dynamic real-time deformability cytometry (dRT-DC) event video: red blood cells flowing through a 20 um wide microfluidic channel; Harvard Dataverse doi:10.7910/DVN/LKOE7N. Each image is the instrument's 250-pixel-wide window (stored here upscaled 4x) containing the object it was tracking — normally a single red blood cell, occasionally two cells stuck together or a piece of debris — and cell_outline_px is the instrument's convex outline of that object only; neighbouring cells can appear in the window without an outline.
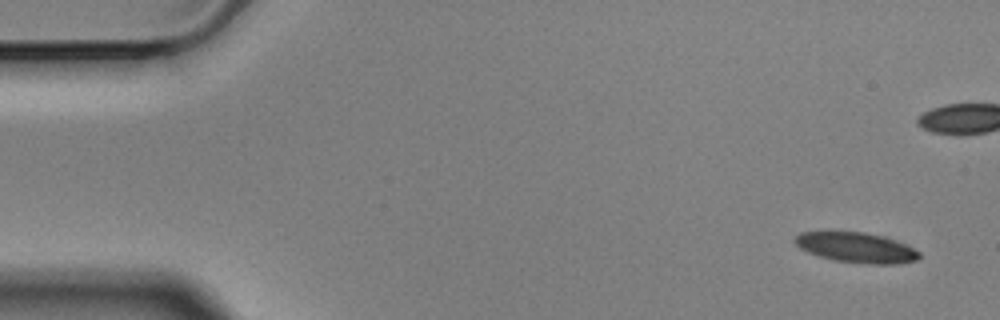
{"species": "Egyptian fruit bat (a non-hibernating species)", "species_latin": "Rousettus aegyptiacus", "temperature_condition": "cold", "stored_images_in_passage": 8, "camera_frame_rate_fps": 3000, "um_per_image_px": 0.085, "animal": {"sex": "male"}, "frame": {"image": 1, "passage_image": 1, "time_ms": 0.0, "image_size_px": [1000, 320], "cell_outline_px": [[920, 260], [892, 264], [868, 264], [836, 260], [820, 256], [808, 252], [800, 248], [792, 240], [800, 232], [864, 232], [880, 236], [904, 244], [920, 252]], "centroid_in_image_um": [72.77, 21.05], "position_along_channel_um": 12.2, "area_um2": 21.5}}
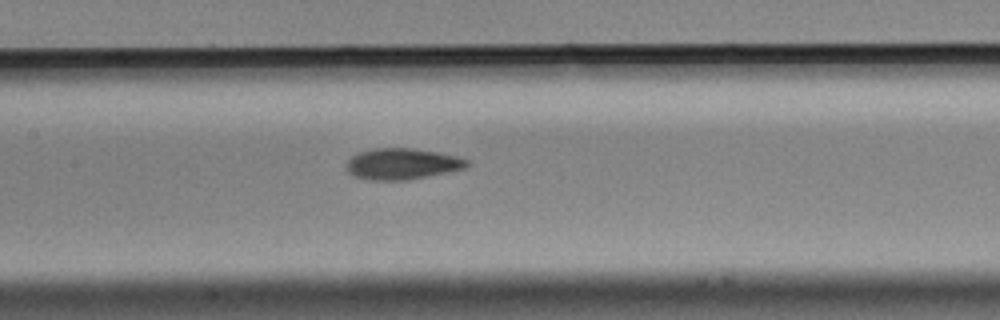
{"frame": {"image": 2, "passage_image": 8, "time_ms": 2.333, "image_size_px": [1000, 320], "cell_outline_px": [[472, 164], [468, 168], [408, 180], [368, 180], [352, 176], [344, 168], [344, 164], [352, 156], [360, 152], [372, 148], [412, 148], [436, 152], [456, 156], [468, 160]], "centroid_in_image_um": [34.16, 13.94], "position_along_channel_um": 173.2, "area_um2": 22.2}}